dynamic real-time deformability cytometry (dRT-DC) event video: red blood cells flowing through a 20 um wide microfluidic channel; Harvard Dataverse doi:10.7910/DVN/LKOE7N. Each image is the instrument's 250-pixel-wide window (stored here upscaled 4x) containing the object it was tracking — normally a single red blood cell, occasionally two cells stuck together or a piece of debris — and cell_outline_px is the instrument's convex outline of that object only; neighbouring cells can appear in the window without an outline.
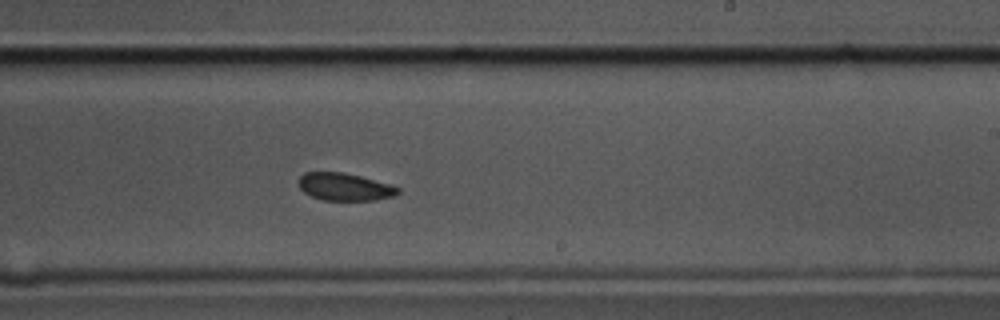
{"species": "common noctule bat (a hibernating species)", "species_latin": "Nyctalus noctula", "temperature_condition": "cold", "stored_images_in_passage": 9, "camera_frame_rate_fps": 3000, "um_per_image_px": 0.085, "animal": {"sex": "male", "body_mass_g": 17.5, "forearm_length_mm": 52.3}, "frame": {"image": 1, "passage_image": 9, "time_ms": 2.667, "image_size_px": [1000, 320], "cell_outline_px": [[400, 192], [396, 196], [376, 200], [324, 200], [312, 196], [304, 192], [300, 188], [300, 176], [304, 172], [344, 172], [392, 184], [400, 188]], "centroid_in_image_um": [29.36, 15.88], "position_along_channel_um": 259.6, "area_um2": 16.01}}